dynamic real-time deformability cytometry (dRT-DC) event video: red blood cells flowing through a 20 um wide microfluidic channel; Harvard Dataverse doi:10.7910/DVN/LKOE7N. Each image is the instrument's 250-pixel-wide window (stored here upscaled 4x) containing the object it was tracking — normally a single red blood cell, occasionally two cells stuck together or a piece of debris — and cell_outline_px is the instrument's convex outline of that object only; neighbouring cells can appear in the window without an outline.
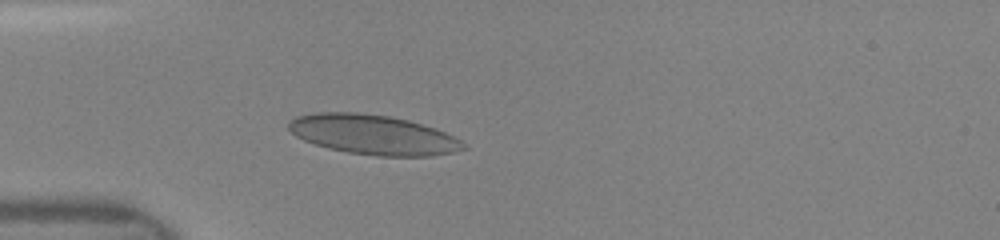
{"species": "human", "species_latin": "Homo sapiens", "temperature_condition": "room temperature", "stored_images_in_passage": 28, "camera_frame_rate_fps": 3000, "um_per_image_px": 0.085, "donor": {"sex": "female"}, "frame": {"image": 1, "passage_image": 1, "time_ms": 0.0, "image_size_px": [1000, 240], "cell_outline_px": [[468, 148], [452, 152], [432, 156], [376, 156], [348, 152], [328, 148], [304, 140], [296, 136], [288, 128], [288, 120], [296, 116], [316, 112], [356, 112], [392, 116], [408, 120], [444, 132], [468, 144]], "centroid_in_image_um": [31.7, 11.44], "position_along_channel_um": 53.3, "area_um2": 40.46}}
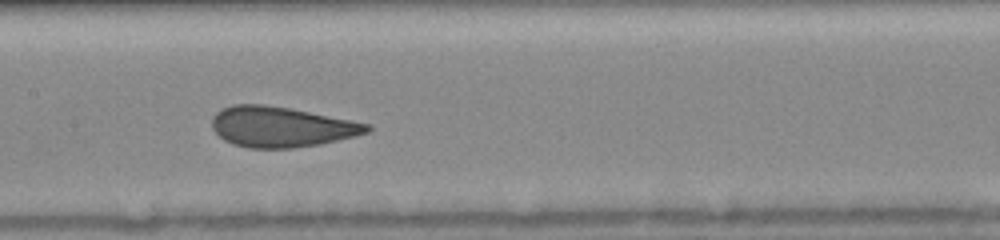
{"frame": {"image": 2, "passage_image": 11, "time_ms": 3.333, "image_size_px": [1000, 240], "cell_outline_px": [[372, 128], [368, 132], [356, 136], [320, 144], [292, 148], [248, 148], [232, 144], [224, 140], [212, 128], [212, 116], [216, 112], [232, 104], [264, 104], [288, 108], [372, 124]], "centroid_in_image_um": [23.9, 10.78], "position_along_channel_um": 183.5, "area_um2": 36.47}}
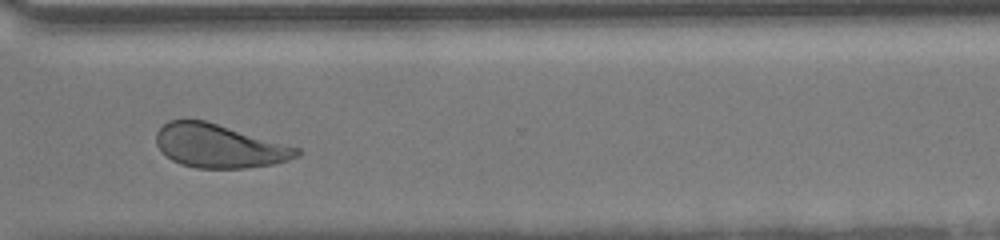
{"frame": {"image": 3, "passage_image": 23, "time_ms": 7.333, "image_size_px": [1000, 240], "cell_outline_px": [[300, 152], [296, 156], [288, 160], [272, 164], [244, 168], [196, 168], [180, 164], [172, 160], [156, 144], [156, 132], [168, 120], [204, 120], [300, 148]], "centroid_in_image_um": [18.61, 12.41], "position_along_channel_um": 352.0, "area_um2": 35.2}}